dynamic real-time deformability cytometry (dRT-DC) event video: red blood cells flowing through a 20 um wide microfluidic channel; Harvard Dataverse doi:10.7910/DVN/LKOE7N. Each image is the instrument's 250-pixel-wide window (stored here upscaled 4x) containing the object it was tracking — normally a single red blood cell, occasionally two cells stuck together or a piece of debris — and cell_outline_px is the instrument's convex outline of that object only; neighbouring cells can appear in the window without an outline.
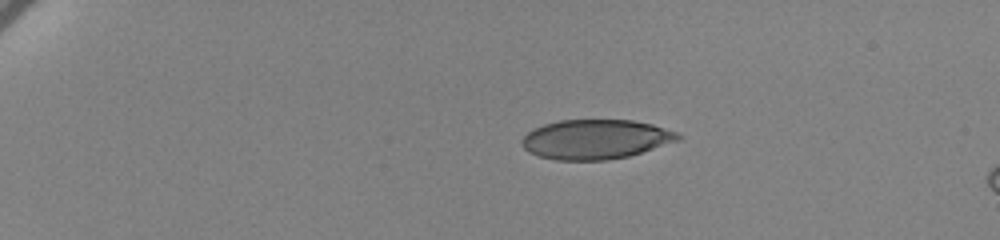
{"species": "human", "species_latin": "Homo sapiens", "temperature_condition": "cold", "stored_images_in_passage": 9, "camera_frame_rate_fps": 3000, "um_per_image_px": 0.085, "donor": {"sex": "female"}, "frame": {"image": 1, "passage_image": 1, "time_ms": 0.0, "image_size_px": [1000, 240], "cell_outline_px": [[684, 136], [680, 140], [628, 156], [604, 160], [556, 160], [540, 156], [528, 152], [524, 148], [520, 140], [528, 132], [544, 124], [560, 120], [632, 120], [652, 124], [676, 132]], "centroid_in_image_um": [50.63, 11.84], "position_along_channel_um": 34.4, "area_um2": 35.84}}